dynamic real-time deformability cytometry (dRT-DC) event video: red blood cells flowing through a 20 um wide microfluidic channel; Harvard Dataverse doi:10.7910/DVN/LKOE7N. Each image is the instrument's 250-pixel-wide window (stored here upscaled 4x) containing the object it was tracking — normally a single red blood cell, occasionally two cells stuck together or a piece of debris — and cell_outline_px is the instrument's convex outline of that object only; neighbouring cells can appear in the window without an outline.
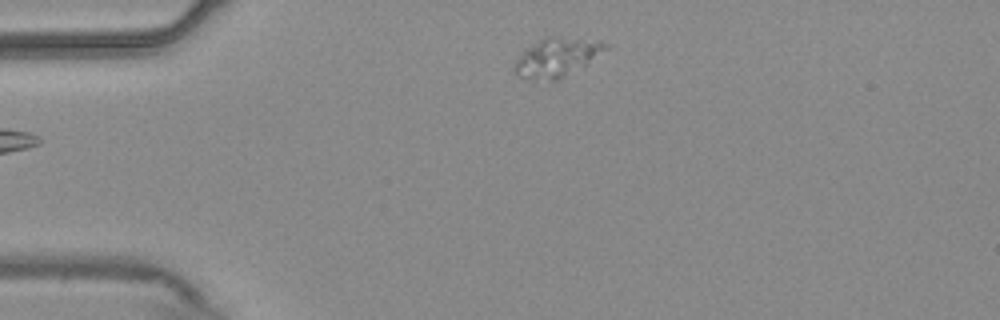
{"species": "common noctule bat (a hibernating species)", "species_latin": "Nyctalus noctula", "temperature_condition": "warm", "stored_images_in_passage": 45, "camera_frame_rate_fps": 3000, "um_per_image_px": 0.085, "animal": {"sex": "male", "body_mass_g": 20.4}, "frame": {"image": 1, "passage_image": 1, "time_ms": 0.0, "image_size_px": [1000, 320], "cell_outline_px": [[608, 48], [584, 64], [556, 80], [528, 80], [520, 76], [512, 68], [516, 60], [528, 48], [540, 40], [548, 36], [552, 36], [596, 40], [608, 44]], "centroid_in_image_um": [47.29, 4.87], "position_along_channel_um": 37.7, "area_um2": 19.83}}
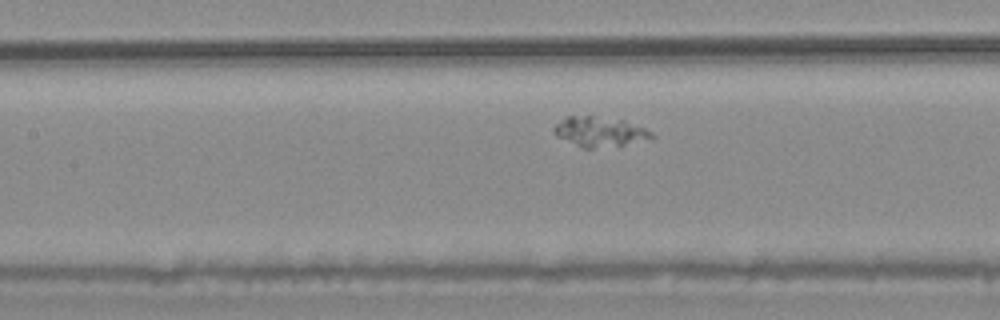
{"frame": {"image": 2, "passage_image": 14, "time_ms": 4.333, "image_size_px": [1000, 320], "cell_outline_px": [[656, 136], [652, 140], [624, 144], [592, 148], [584, 148], [556, 136], [552, 132], [552, 128], [564, 116], [592, 116], [624, 120], [644, 128], [652, 132]], "centroid_in_image_um": [50.98, 11.19], "position_along_channel_um": 156.4, "area_um2": 16.99}}
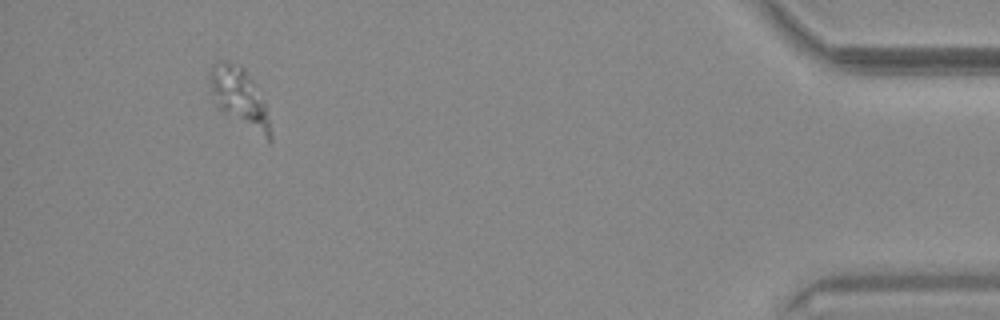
{"frame": {"image": 3, "passage_image": 41, "time_ms": 13.333, "image_size_px": [1000, 320], "cell_outline_px": [[272, 140], [268, 140], [216, 108], [208, 76], [208, 72], [212, 64], [216, 60], [228, 60], [244, 68], [256, 84], [268, 108], [272, 136]], "centroid_in_image_um": [20.35, 8.24], "position_along_channel_um": 414.8, "area_um2": 21.15}}